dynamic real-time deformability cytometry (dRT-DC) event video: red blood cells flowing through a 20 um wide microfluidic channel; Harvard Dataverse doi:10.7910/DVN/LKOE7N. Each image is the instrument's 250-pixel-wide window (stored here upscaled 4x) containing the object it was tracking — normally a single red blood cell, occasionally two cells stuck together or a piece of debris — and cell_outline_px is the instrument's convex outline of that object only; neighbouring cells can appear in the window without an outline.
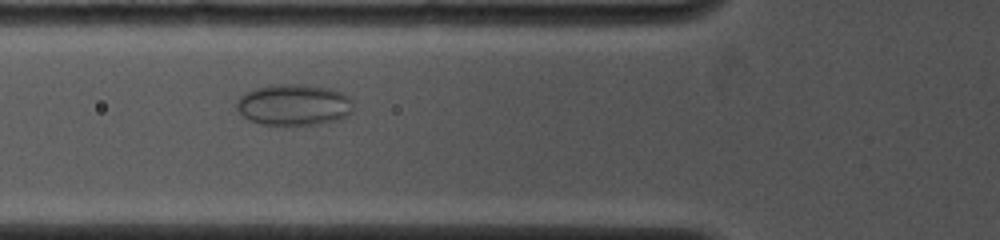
{"species": "common noctule bat (a hibernating species)", "species_latin": "Nyctalus noctula", "temperature_condition": "cold", "stored_images_in_passage": 7, "camera_frame_rate_fps": 4000, "um_per_image_px": 0.085, "animal": {"sex": "female", "body_mass_g": 19.0, "forearm_length_mm": 53.3}, "frame": {"image": 1, "passage_image": 6, "time_ms": 2.75, "image_size_px": [1000, 240], "cell_outline_px": [[352, 112], [348, 116], [340, 120], [320, 124], [260, 124], [248, 120], [236, 108], [236, 104], [240, 96], [244, 92], [256, 88], [272, 84], [304, 84], [328, 88], [340, 92], [348, 96], [352, 100]], "centroid_in_image_um": [24.98, 8.9], "position_along_channel_um": 100.8, "area_um2": 28.21}}
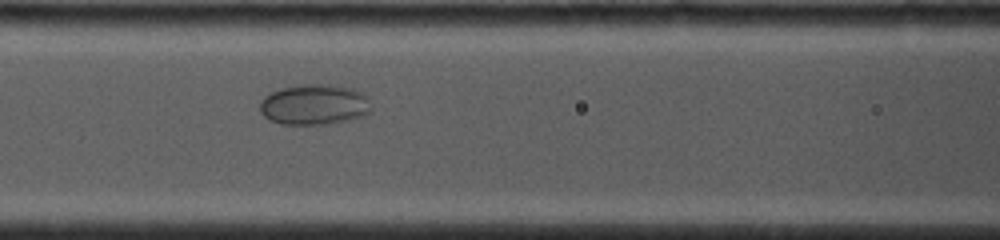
{"frame": {"image": 2, "passage_image": 7, "time_ms": 3.75, "image_size_px": [1000, 240], "cell_outline_px": [[372, 108], [364, 116], [332, 124], [280, 124], [268, 120], [260, 112], [260, 100], [264, 96], [280, 88], [304, 84], [328, 84], [352, 88], [364, 92], [368, 96]], "centroid_in_image_um": [26.73, 8.89], "position_along_channel_um": 139.9, "area_um2": 26.76}}